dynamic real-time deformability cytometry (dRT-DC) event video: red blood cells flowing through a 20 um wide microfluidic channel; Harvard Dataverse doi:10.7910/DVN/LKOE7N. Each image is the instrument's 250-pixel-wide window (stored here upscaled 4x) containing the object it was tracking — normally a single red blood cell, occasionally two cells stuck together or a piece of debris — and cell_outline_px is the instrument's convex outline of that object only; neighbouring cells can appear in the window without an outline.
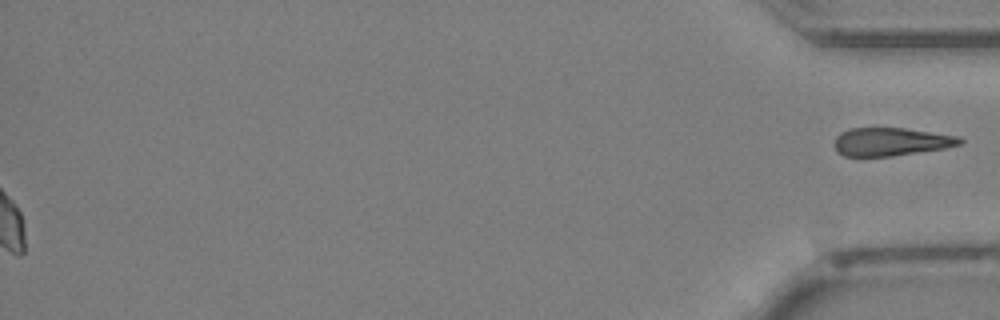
{"species": "Egyptian fruit bat (a non-hibernating species)", "species_latin": "Rousettus aegyptiacus", "temperature_condition": "cold", "stored_images_in_passage": 41, "segment_of_instrument_passage": [2, 2], "camera_frame_rate_fps": 3000, "um_per_image_px": 0.085, "animal": {"sex": "female"}, "frame": {"image": 1, "passage_image": 41, "time_ms": 13.333, "image_size_px": [1000, 320], "cell_outline_px": [[964, 140], [960, 144], [944, 148], [892, 156], [844, 156], [836, 152], [836, 136], [840, 132], [852, 128], [904, 128], [960, 136]], "centroid_in_image_um": [75.74, 12.04], "position_along_channel_um": 359.5, "area_um2": 20.46}}